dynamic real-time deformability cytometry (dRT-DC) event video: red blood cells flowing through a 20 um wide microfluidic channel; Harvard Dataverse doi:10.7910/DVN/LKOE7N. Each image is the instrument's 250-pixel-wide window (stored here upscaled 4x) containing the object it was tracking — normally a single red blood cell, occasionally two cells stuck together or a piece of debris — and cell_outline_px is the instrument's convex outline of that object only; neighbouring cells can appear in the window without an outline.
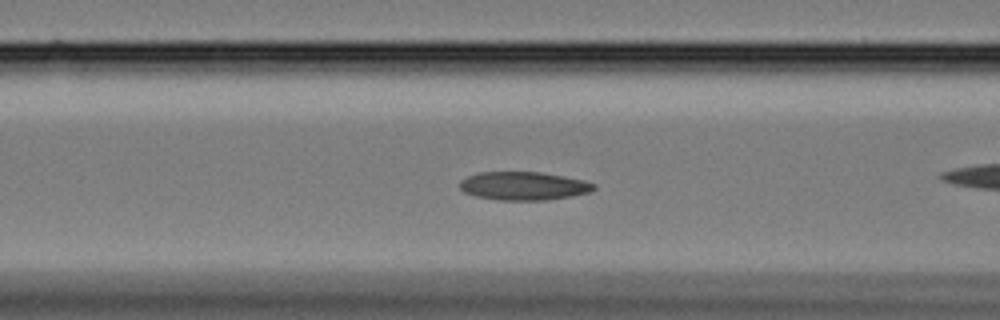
{"species": "Egyptian fruit bat (a non-hibernating species)", "species_latin": "Rousettus aegyptiacus", "temperature_condition": "cold", "stored_images_in_passage": 40, "camera_frame_rate_fps": 3000, "um_per_image_px": 0.085, "animal": {"sex": "female"}, "frame": {"image": 1, "passage_image": 4, "time_ms": 1.0, "image_size_px": [1000, 320], "cell_outline_px": [[596, 188], [592, 192], [572, 196], [544, 200], [496, 200], [476, 196], [464, 192], [460, 188], [460, 180], [468, 176], [480, 172], [540, 172], [564, 176], [584, 180], [596, 184]], "centroid_in_image_um": [44.53, 15.8], "position_along_channel_um": 122.1, "area_um2": 22.25}}
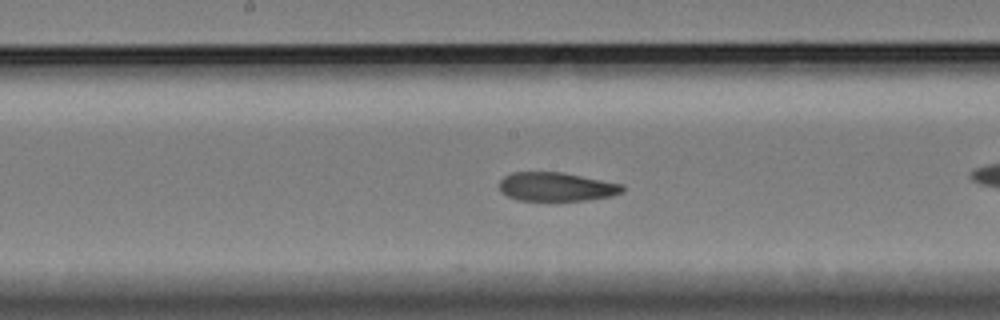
{"frame": {"image": 2, "passage_image": 11, "time_ms": 3.333, "image_size_px": [1000, 320], "cell_outline_px": [[624, 192], [612, 196], [588, 200], [516, 200], [500, 192], [500, 180], [504, 176], [512, 172], [560, 172], [624, 184]], "centroid_in_image_um": [47.3, 15.87], "position_along_channel_um": 200.9, "area_um2": 20.69}}
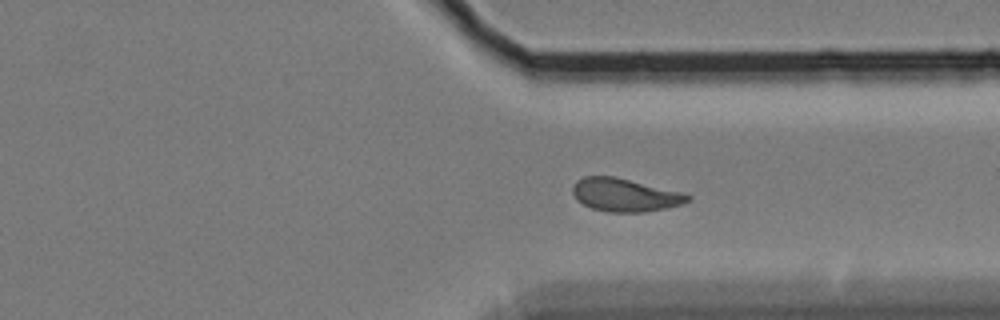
{"frame": {"image": 3, "passage_image": 25, "time_ms": 8.0, "image_size_px": [1000, 320], "cell_outline_px": [[692, 200], [680, 204], [664, 208], [644, 212], [608, 212], [592, 208], [576, 200], [572, 192], [572, 184], [576, 180], [584, 176], [616, 176], [684, 192], [692, 196]], "centroid_in_image_um": [53.12, 16.55], "position_along_channel_um": 358.3, "area_um2": 22.48}, "authors_computed_cell_mechanics": {"area_um2": 21.8484, "velocity_mm_per_s": 3.3727, "shape_relaxation_time_tau1_ms": null, "shape_relaxation_time_tau2_ms": 2.6962, "deformation_change_tau1": null, "deformation_change_tau2": 0.0766}}